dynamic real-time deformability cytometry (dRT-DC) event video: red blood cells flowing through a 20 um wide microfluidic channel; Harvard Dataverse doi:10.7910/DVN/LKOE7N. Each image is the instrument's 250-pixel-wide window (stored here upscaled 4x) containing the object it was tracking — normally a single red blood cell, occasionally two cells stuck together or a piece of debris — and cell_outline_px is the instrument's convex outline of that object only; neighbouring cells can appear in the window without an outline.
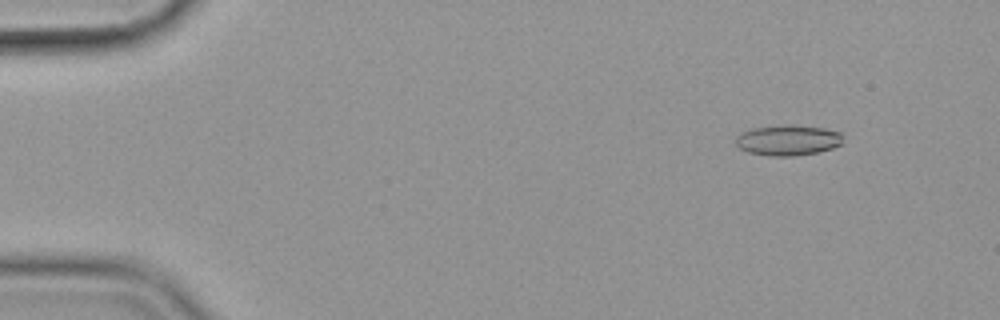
{"species": "common noctule bat (a hibernating species)", "species_latin": "Nyctalus noctula", "temperature_condition": "cold", "stored_images_in_passage": 56, "camera_frame_rate_fps": 3000, "um_per_image_px": 0.085, "animal": {"sex": "female", "body_mass_g": 19.9}, "frame": {"image": 1, "passage_image": 6, "time_ms": 1.667, "image_size_px": [1000, 320], "cell_outline_px": [[844, 144], [832, 148], [816, 152], [796, 156], [768, 156], [748, 152], [740, 148], [736, 144], [736, 136], [740, 132], [752, 128], [788, 124], [792, 124], [824, 128], [840, 132], [844, 136]], "centroid_in_image_um": [67.0, 11.91], "position_along_channel_um": 18.0, "area_um2": 19.42}}
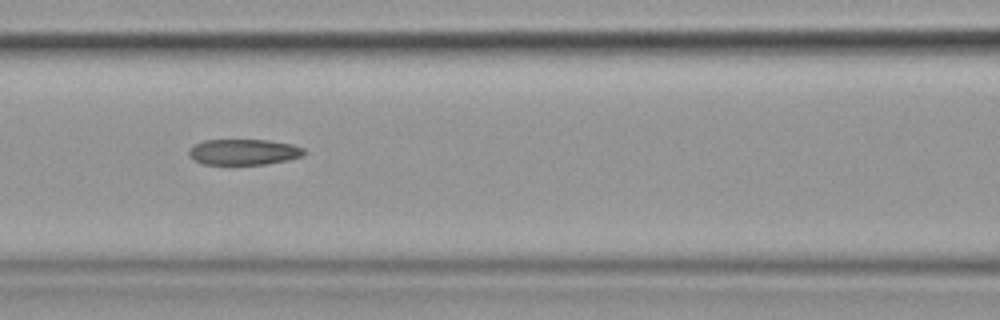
{"frame": {"image": 2, "passage_image": 25, "time_ms": 8.0, "image_size_px": [1000, 320], "cell_outline_px": [[308, 152], [304, 156], [288, 160], [264, 164], [204, 164], [192, 160], [188, 156], [188, 148], [204, 140], [268, 140], [292, 144], [304, 148]], "centroid_in_image_um": [20.73, 12.92], "position_along_channel_um": 145.9, "area_um2": 17.51}}
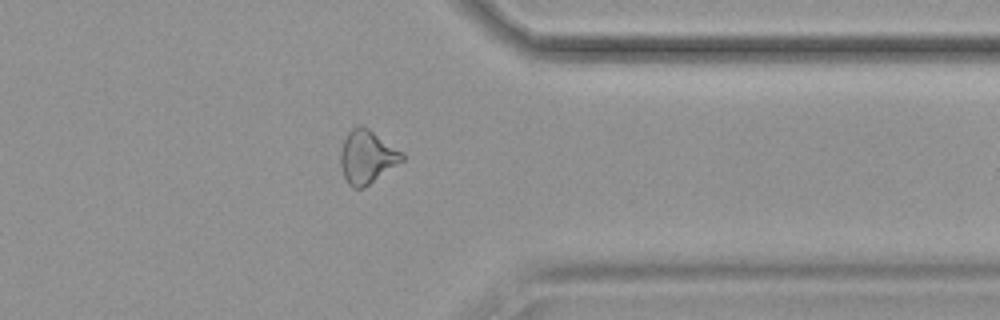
{"frame": {"image": 3, "passage_image": 45, "time_ms": 14.667, "image_size_px": [1000, 320], "cell_outline_px": [[404, 160], [364, 188], [352, 188], [348, 184], [344, 176], [340, 164], [340, 152], [344, 140], [348, 132], [352, 128], [368, 128], [404, 152]], "centroid_in_image_um": [31.21, 13.36], "position_along_channel_um": 380.2, "area_um2": 18.96}, "authors_computed_cell_mechanics": {"area_um2": 18.5538, "velocity_mm_per_s": 3.6089, "shape_relaxation_time_tau1_ms": 11.1924, "shape_relaxation_time_tau2_ms": 4.9293, "deformation_change_tau1": 0.2395, "deformation_change_tau2": 0.1411}}